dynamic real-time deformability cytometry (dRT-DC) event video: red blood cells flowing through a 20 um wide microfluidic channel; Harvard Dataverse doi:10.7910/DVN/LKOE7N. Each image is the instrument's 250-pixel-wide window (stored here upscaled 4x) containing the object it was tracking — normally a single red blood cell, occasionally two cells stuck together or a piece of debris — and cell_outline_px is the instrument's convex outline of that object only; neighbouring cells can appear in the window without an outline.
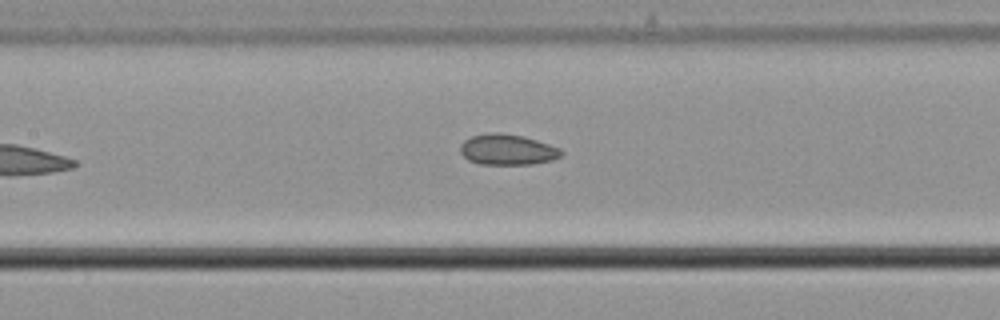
{"species": "common noctule bat (a hibernating species)", "species_latin": "Nyctalus noctula", "temperature_condition": "cold", "stored_images_in_passage": 9, "camera_frame_rate_fps": 3000, "um_per_image_px": 0.085, "animal": {"sex": "male", "body_mass_g": 21.5, "forearm_length_mm": 52.0}, "frame": {"image": 1, "passage_image": 8, "time_ms": 2.333, "image_size_px": [1000, 320], "cell_outline_px": [[564, 152], [560, 156], [552, 160], [532, 164], [480, 164], [468, 160], [460, 152], [460, 144], [464, 140], [472, 136], [488, 132], [500, 132], [524, 136], [560, 148]], "centroid_in_image_um": [43.11, 12.71], "position_along_channel_um": 164.3, "area_um2": 18.15}}